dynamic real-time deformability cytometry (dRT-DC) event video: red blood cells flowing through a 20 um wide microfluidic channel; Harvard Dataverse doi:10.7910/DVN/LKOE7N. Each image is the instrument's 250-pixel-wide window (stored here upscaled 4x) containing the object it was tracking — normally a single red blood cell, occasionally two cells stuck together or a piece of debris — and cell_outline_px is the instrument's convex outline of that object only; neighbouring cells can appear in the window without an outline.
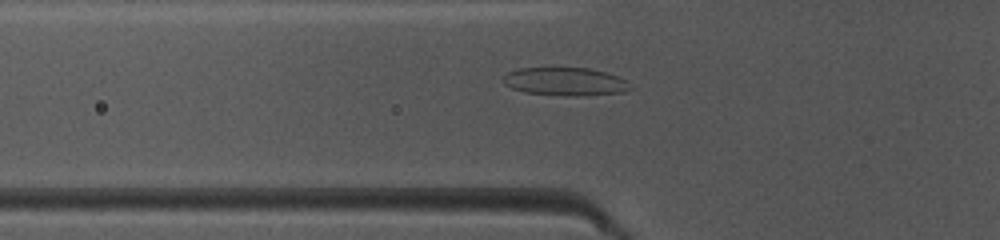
{"species": "common noctule bat (a hibernating species)", "species_latin": "Nyctalus noctula", "temperature_condition": "warm", "stored_images_in_passage": 32, "camera_frame_rate_fps": 3000, "um_per_image_px": 0.085, "animal": {"sex": "female", "body_mass_g": 10.0, "forearm_length_mm": 53.1}, "frame": {"image": 1, "passage_image": 5, "time_ms": 1.333, "image_size_px": [1000, 240], "cell_outline_px": [[636, 88], [624, 92], [576, 96], [524, 92], [512, 88], [504, 84], [504, 76], [508, 72], [520, 68], [588, 68], [604, 72], [616, 76], [624, 80]], "centroid_in_image_um": [48.07, 6.93], "position_along_channel_um": 77.7, "area_um2": 20.58}}
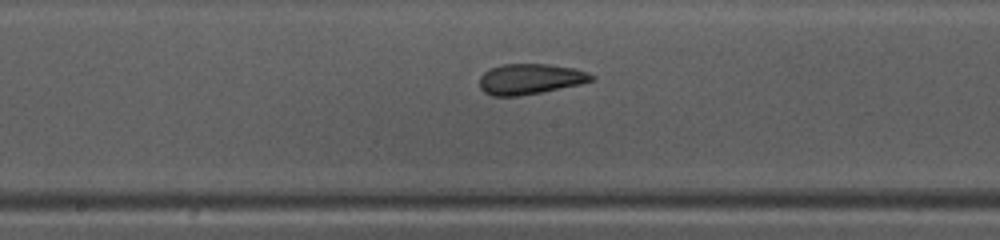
{"frame": {"image": 2, "passage_image": 14, "time_ms": 4.333, "image_size_px": [1000, 240], "cell_outline_px": [[596, 80], [580, 84], [520, 96], [492, 96], [484, 92], [480, 88], [480, 76], [484, 72], [492, 68], [504, 64], [548, 64], [576, 68], [588, 72], [596, 76]], "centroid_in_image_um": [45.1, 6.71], "position_along_channel_um": 203.1, "area_um2": 20.0}}
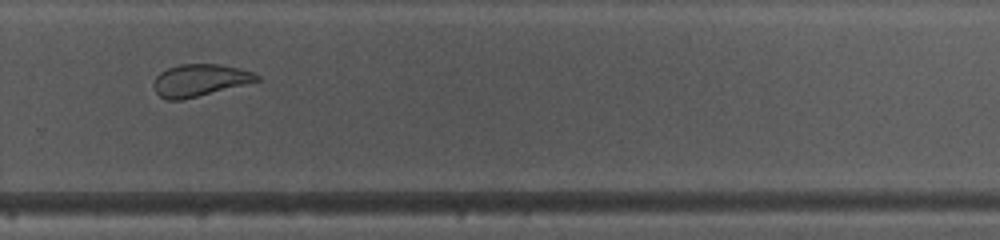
{"frame": {"image": 3, "passage_image": 22, "time_ms": 7.0, "image_size_px": [1000, 240], "cell_outline_px": [[260, 80], [180, 100], [168, 100], [160, 96], [152, 88], [152, 84], [156, 76], [160, 72], [168, 68], [180, 64], [220, 64], [252, 72], [260, 76]], "centroid_in_image_um": [16.92, 6.81], "position_along_channel_um": 312.9, "area_um2": 18.96}, "authors_computed_cell_mechanics": {"area_um2": 20.4612, "velocity_mm_per_s": 4.1259, "shape_relaxation_time_tau1_ms": null, "shape_relaxation_time_tau2_ms": 1.1857, "deformation_change_tau1": null, "deformation_change_tau2": 0.082}}